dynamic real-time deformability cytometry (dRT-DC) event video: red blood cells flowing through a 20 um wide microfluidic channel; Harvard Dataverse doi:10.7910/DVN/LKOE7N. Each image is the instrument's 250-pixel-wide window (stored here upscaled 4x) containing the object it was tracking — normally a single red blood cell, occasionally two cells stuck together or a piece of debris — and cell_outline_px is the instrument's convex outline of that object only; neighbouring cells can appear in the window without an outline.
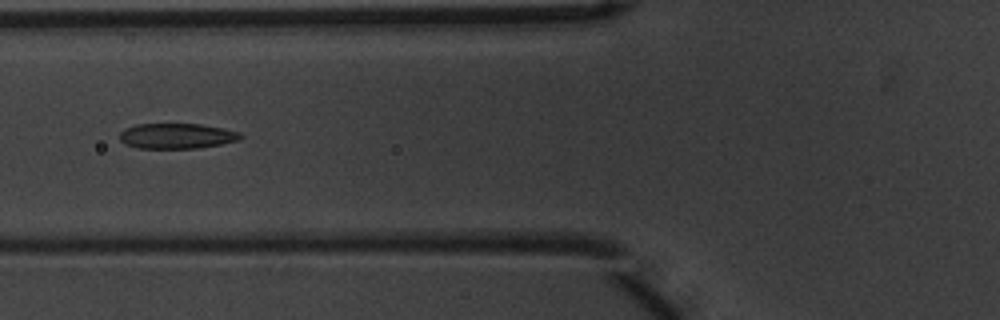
{"species": "common noctule bat (a hibernating species)", "species_latin": "Nyctalus noctula", "temperature_condition": "warm", "stored_images_in_passage": 5, "camera_frame_rate_fps": 3000, "um_per_image_px": 0.085, "animal": {"sex": "male", "body_mass_g": 20.1, "forearm_length_mm": 53.5}, "frame": {"image": 1, "passage_image": 5, "time_ms": 1.333, "image_size_px": [1000, 320], "cell_outline_px": [[244, 136], [236, 140], [220, 144], [196, 148], [136, 148], [124, 144], [120, 140], [120, 132], [124, 128], [136, 124], [200, 124], [224, 128], [240, 132]], "centroid_in_image_um": [14.99, 11.55], "position_along_channel_um": 110.8, "area_um2": 17.86}}